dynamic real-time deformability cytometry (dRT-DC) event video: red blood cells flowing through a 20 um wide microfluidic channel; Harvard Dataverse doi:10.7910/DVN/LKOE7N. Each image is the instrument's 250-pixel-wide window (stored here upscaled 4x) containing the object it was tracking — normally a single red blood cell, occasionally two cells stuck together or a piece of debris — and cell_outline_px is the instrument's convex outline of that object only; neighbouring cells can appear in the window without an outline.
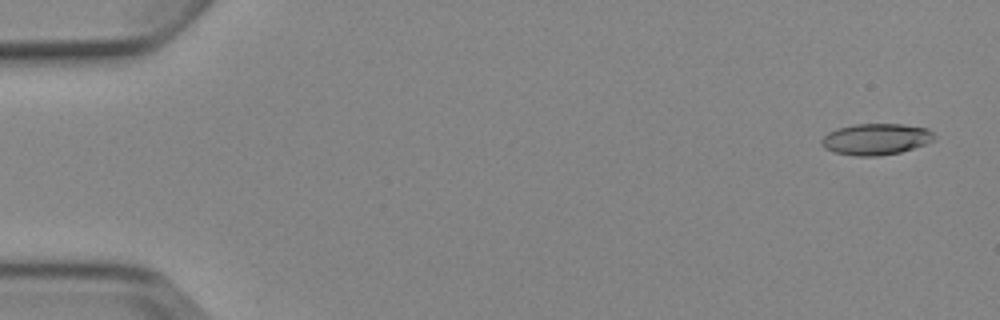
{"species": "Egyptian fruit bat (a non-hibernating species)", "species_latin": "Rousettus aegyptiacus", "temperature_condition": "cold", "stored_images_in_passage": 4, "camera_frame_rate_fps": 3000, "um_per_image_px": 0.085, "animal": {"sex": "female"}, "frame": {"image": 1, "passage_image": 1, "time_ms": 0.0, "image_size_px": [1000, 320], "cell_outline_px": [[936, 136], [932, 140], [924, 144], [900, 152], [880, 156], [856, 156], [836, 152], [824, 148], [820, 144], [820, 140], [828, 132], [852, 124], [900, 124], [928, 128]], "centroid_in_image_um": [74.43, 11.83], "position_along_channel_um": 10.6, "area_um2": 20.46}}
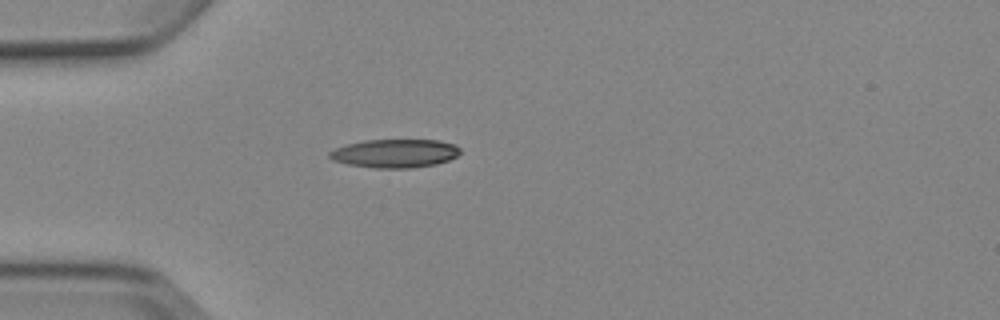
{"frame": {"image": 2, "passage_image": 4, "time_ms": 4.333, "image_size_px": [1000, 320], "cell_outline_px": [[460, 152], [456, 156], [448, 160], [436, 164], [412, 168], [372, 168], [348, 164], [332, 160], [328, 156], [328, 152], [336, 148], [348, 144], [364, 140], [440, 140], [456, 144], [460, 148]], "centroid_in_image_um": [33.57, 13.04], "position_along_channel_um": 51.4, "area_um2": 21.79}}